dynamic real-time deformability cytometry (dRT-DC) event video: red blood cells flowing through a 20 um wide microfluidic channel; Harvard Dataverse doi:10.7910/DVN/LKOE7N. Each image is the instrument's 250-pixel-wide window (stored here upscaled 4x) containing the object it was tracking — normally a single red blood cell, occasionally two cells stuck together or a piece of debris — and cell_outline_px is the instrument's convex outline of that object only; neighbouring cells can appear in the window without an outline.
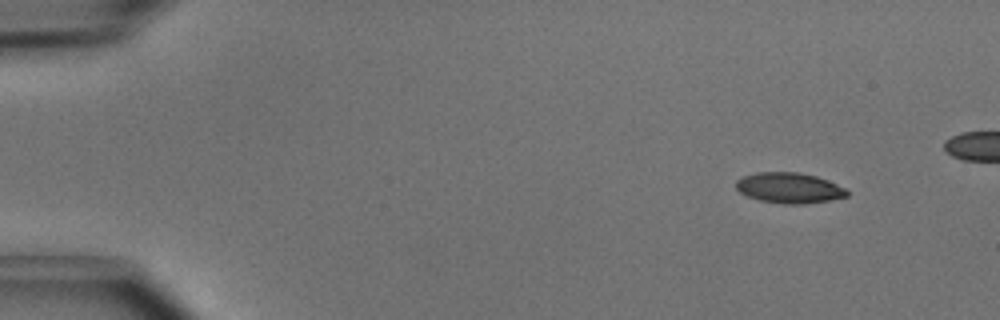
{"species": "common noctule bat (a hibernating species)", "species_latin": "Nyctalus noctula", "temperature_condition": "cold", "stored_images_in_passage": 7, "camera_frame_rate_fps": 3000, "um_per_image_px": 0.085, "animal": {"sex": "male", "body_mass_g": 15.6}, "frame": {"image": 1, "passage_image": 1, "time_ms": 0.0, "image_size_px": [1000, 320], "cell_outline_px": [[848, 196], [828, 200], [804, 204], [784, 204], [760, 200], [748, 196], [740, 192], [736, 188], [736, 180], [744, 176], [756, 172], [796, 172], [816, 176], [828, 180], [848, 188]], "centroid_in_image_um": [67.11, 15.97], "position_along_channel_um": 17.9, "area_um2": 19.77}}
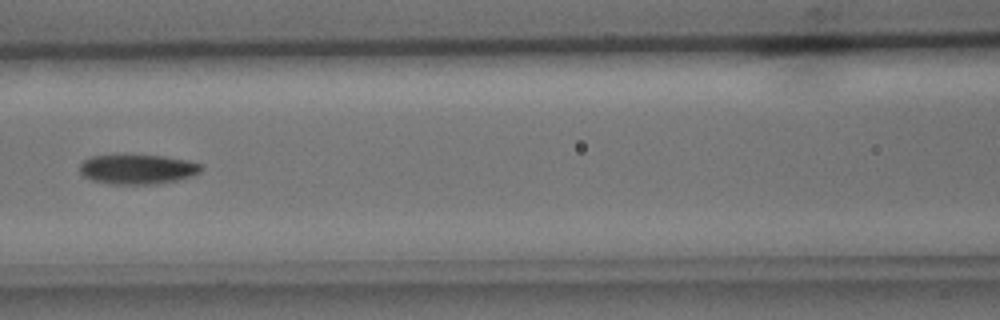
{"frame": {"image": 2, "passage_image": 6, "time_ms": 1.667, "image_size_px": [1000, 320], "cell_outline_px": [[204, 168], [200, 172], [192, 176], [176, 180], [156, 184], [112, 184], [92, 180], [84, 176], [80, 172], [80, 164], [84, 160], [92, 156], [116, 152], [124, 152], [164, 156], [188, 160], [204, 164]], "centroid_in_image_um": [11.69, 14.33], "position_along_channel_um": 154.9, "area_um2": 22.02}}
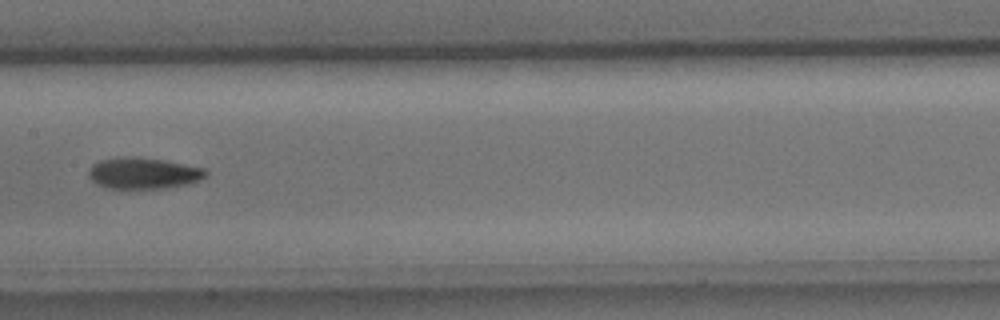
{"frame": {"image": 3, "passage_image": 7, "time_ms": 2.0, "image_size_px": [1000, 320], "cell_outline_px": [[208, 172], [200, 180], [188, 184], [164, 188], [108, 188], [96, 184], [88, 176], [88, 168], [92, 164], [100, 160], [124, 156], [128, 156], [164, 160], [204, 168]], "centroid_in_image_um": [12.15, 14.72], "position_along_channel_um": 195.2, "area_um2": 21.33}}